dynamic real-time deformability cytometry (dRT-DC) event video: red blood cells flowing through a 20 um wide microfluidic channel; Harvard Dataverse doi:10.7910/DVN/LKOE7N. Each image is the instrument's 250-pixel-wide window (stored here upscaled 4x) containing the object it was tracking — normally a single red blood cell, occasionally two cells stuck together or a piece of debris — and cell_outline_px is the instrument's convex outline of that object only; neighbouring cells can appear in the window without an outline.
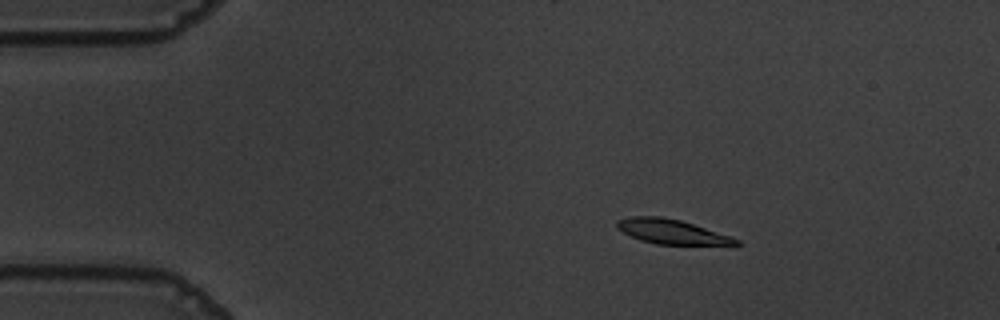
{"species": "common noctule bat (a hibernating species)", "species_latin": "Nyctalus noctula", "temperature_condition": "warm", "stored_images_in_passage": 57, "camera_frame_rate_fps": 3000, "um_per_image_px": 0.085, "animal": {"sex": "male", "body_mass_g": 19.5, "forearm_length_mm": 54.6}, "frame": {"image": 1, "passage_image": 10, "time_ms": 3.0, "image_size_px": [1000, 320], "cell_outline_px": [[744, 244], [736, 248], [656, 244], [640, 240], [616, 228], [616, 220], [632, 216], [664, 216], [680, 220], [740, 240]], "centroid_in_image_um": [57.26, 19.76], "position_along_channel_um": 27.7, "area_um2": 17.92}}
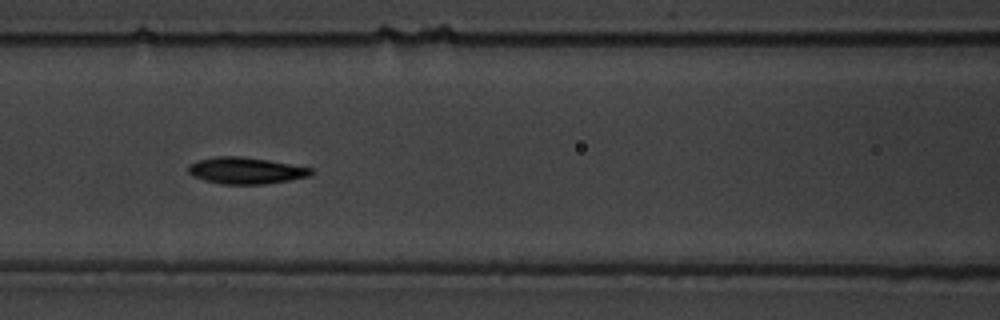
{"frame": {"image": 2, "passage_image": 25, "time_ms": 8.0, "image_size_px": [1000, 320], "cell_outline_px": [[312, 172], [308, 176], [288, 180], [264, 184], [220, 184], [204, 180], [192, 176], [188, 172], [188, 164], [196, 160], [216, 156], [240, 156], [268, 160], [312, 168]], "centroid_in_image_um": [20.82, 14.49], "position_along_channel_um": 145.8, "area_um2": 18.96}}
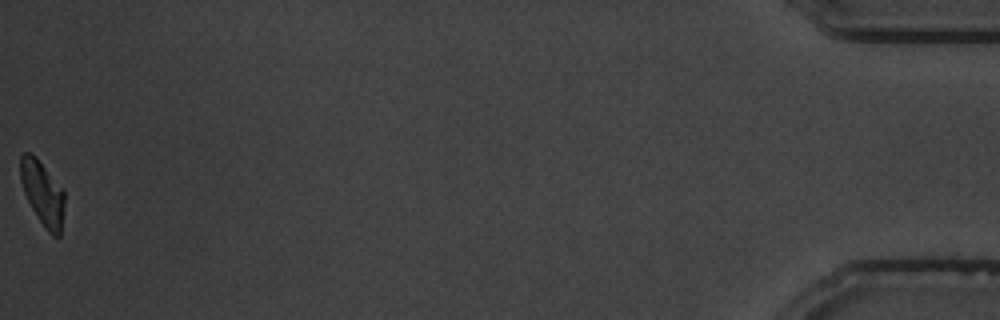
{"frame": {"image": 3, "passage_image": 57, "time_ms": 18.667, "image_size_px": [1000, 320], "cell_outline_px": [[64, 204], [60, 236], [52, 236], [48, 232], [32, 208], [24, 192], [20, 180], [20, 156], [24, 152], [28, 152], [36, 156], [64, 188]], "centroid_in_image_um": [3.63, 16.37], "position_along_channel_um": 431.6, "area_um2": 16.59}, "authors_computed_cell_mechanics": {"area_um2": 17.9758, "velocity_mm_per_s": 3.5951, "shape_relaxation_time_tau1_ms": 2.425, "shape_relaxation_time_tau2_ms": 7.5497, "deformation_change_tau1": 0.135, "deformation_change_tau2": 0.1122}}